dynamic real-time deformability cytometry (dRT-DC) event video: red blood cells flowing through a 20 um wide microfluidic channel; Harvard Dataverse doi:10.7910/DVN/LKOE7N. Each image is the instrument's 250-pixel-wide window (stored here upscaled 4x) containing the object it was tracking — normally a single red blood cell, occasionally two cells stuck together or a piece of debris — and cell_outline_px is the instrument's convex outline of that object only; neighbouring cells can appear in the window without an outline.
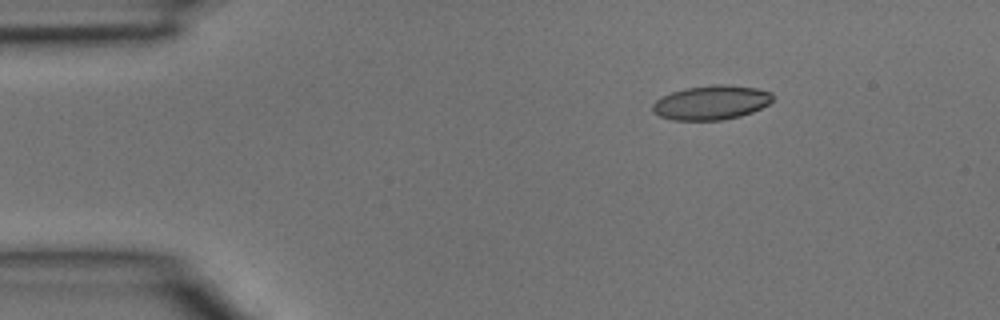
{"species": "common noctule bat (a hibernating species)", "species_latin": "Nyctalus noctula", "temperature_condition": "room temperature", "stored_images_in_passage": 2, "camera_frame_rate_fps": 3000, "um_per_image_px": 0.085, "animal": {"sex": "male", "body_mass_g": 15.6}, "frame": {"image": 1, "passage_image": 1, "time_ms": 0.0, "image_size_px": [1000, 320], "cell_outline_px": [[772, 100], [768, 104], [752, 112], [740, 116], [720, 120], [672, 120], [660, 116], [652, 112], [652, 104], [656, 100], [672, 92], [684, 88], [716, 84], [724, 84], [756, 88], [772, 92]], "centroid_in_image_um": [60.44, 8.72], "position_along_channel_um": 24.6, "area_um2": 23.93}}